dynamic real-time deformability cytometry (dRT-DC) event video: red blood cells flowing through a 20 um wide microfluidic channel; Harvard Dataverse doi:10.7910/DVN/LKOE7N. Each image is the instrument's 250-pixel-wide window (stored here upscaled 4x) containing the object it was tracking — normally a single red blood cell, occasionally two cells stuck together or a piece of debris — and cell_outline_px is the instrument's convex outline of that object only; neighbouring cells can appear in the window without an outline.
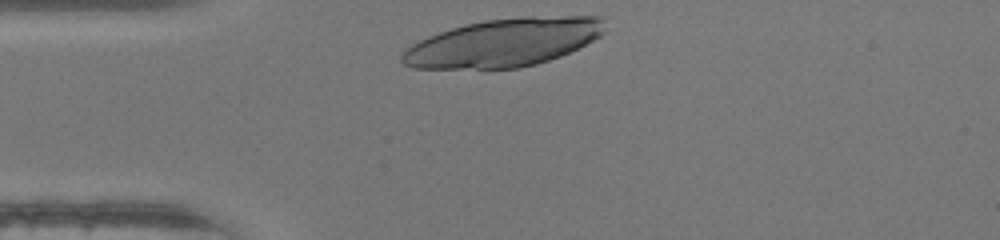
{"species": "human", "species_latin": "Homo sapiens", "temperature_condition": "warm", "stored_images_in_passage": 26, "camera_frame_rate_fps": 3000, "um_per_image_px": 0.085, "donor": {"sex": "female"}, "frame": {"image": 1, "passage_image": 1, "time_ms": 0.0, "image_size_px": [1000, 240], "cell_outline_px": [[608, 16], [604, 32], [600, 36], [560, 56], [536, 64], [520, 68], [412, 68], [404, 64], [400, 60], [400, 56], [412, 44], [428, 36], [464, 24], [484, 20], [524, 16]], "centroid_in_image_um": [42.85, 3.6], "position_along_channel_um": 42.2, "area_um2": 56.82}}